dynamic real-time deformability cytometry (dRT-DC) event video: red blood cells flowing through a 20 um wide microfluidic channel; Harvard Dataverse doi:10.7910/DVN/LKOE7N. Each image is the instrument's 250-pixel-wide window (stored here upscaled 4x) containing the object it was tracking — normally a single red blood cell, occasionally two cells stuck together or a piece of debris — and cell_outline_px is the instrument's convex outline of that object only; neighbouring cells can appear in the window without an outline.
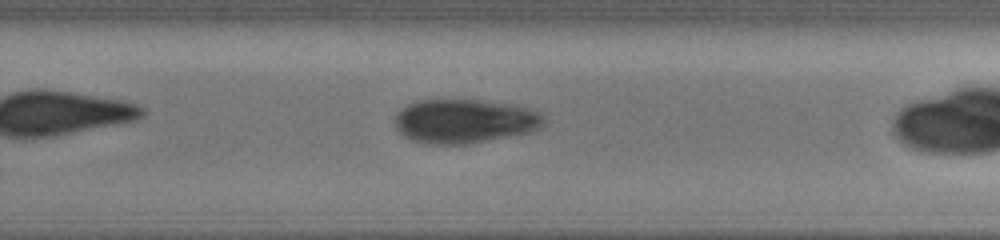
{"species": "human", "species_latin": "Homo sapiens", "temperature_condition": "cold", "stored_images_in_passage": 29, "camera_frame_rate_fps": 3000, "um_per_image_px": 0.085, "donor": {"sex": "male"}, "frame": {"image": 1, "passage_image": 21, "time_ms": 6.667, "image_size_px": [1000, 240], "cell_outline_px": [[544, 128], [532, 132], [468, 144], [432, 144], [412, 140], [404, 136], [396, 128], [392, 120], [396, 112], [400, 108], [416, 100], [476, 100], [516, 104], [544, 112]], "centroid_in_image_um": [39.52, 10.29], "position_along_channel_um": 290.3, "area_um2": 39.02}}